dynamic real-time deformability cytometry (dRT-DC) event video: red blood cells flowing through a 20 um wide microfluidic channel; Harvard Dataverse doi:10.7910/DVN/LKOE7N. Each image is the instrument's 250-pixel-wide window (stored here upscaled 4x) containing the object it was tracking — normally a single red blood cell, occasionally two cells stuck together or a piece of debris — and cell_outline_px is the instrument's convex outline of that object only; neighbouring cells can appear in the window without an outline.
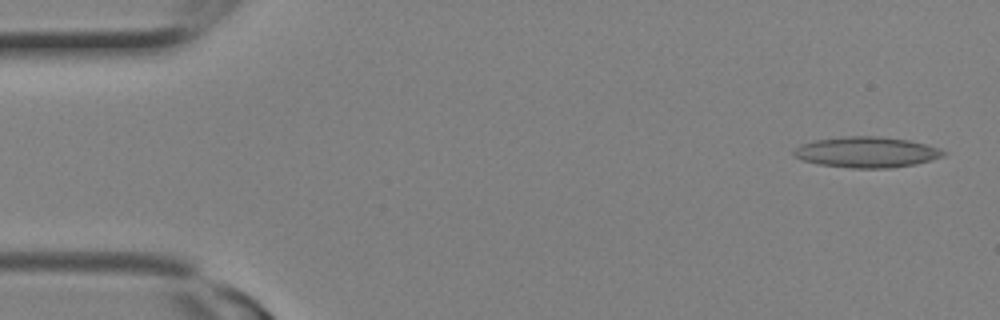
{"species": "Egyptian fruit bat (a non-hibernating species)", "species_latin": "Rousettus aegyptiacus", "temperature_condition": "room temperature", "stored_images_in_passage": 8, "camera_frame_rate_fps": 3000, "um_per_image_px": 0.085, "animal": {"sex": "female"}, "frame": {"image": 1, "passage_image": 1, "time_ms": 0.0, "image_size_px": [1000, 320], "cell_outline_px": [[948, 152], [944, 156], [916, 164], [892, 168], [852, 168], [820, 164], [804, 160], [796, 156], [792, 152], [800, 144], [816, 140], [844, 136], [880, 136], [908, 140], [928, 144], [940, 148]], "centroid_in_image_um": [73.72, 12.93], "position_along_channel_um": 11.3, "area_um2": 26.82}}